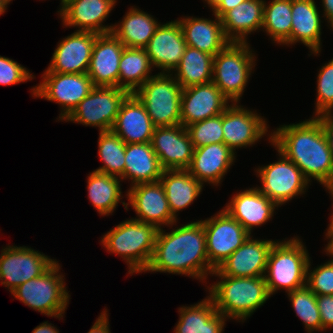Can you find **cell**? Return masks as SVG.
I'll return each mask as SVG.
<instances>
[{"instance_id": "1", "label": "cell", "mask_w": 333, "mask_h": 333, "mask_svg": "<svg viewBox=\"0 0 333 333\" xmlns=\"http://www.w3.org/2000/svg\"><path fill=\"white\" fill-rule=\"evenodd\" d=\"M215 269L209 264L202 221L184 224L171 232L158 229L154 252L146 271L187 275L205 281Z\"/></svg>"}, {"instance_id": "2", "label": "cell", "mask_w": 333, "mask_h": 333, "mask_svg": "<svg viewBox=\"0 0 333 333\" xmlns=\"http://www.w3.org/2000/svg\"><path fill=\"white\" fill-rule=\"evenodd\" d=\"M269 142L296 164L305 178L317 180L325 188L333 186V161L326 135L313 116L297 124L281 125Z\"/></svg>"}, {"instance_id": "3", "label": "cell", "mask_w": 333, "mask_h": 333, "mask_svg": "<svg viewBox=\"0 0 333 333\" xmlns=\"http://www.w3.org/2000/svg\"><path fill=\"white\" fill-rule=\"evenodd\" d=\"M218 277L220 281L208 287L209 297L226 319L244 322L271 297L264 276Z\"/></svg>"}, {"instance_id": "4", "label": "cell", "mask_w": 333, "mask_h": 333, "mask_svg": "<svg viewBox=\"0 0 333 333\" xmlns=\"http://www.w3.org/2000/svg\"><path fill=\"white\" fill-rule=\"evenodd\" d=\"M158 229L134 219L122 221L101 238L109 253L118 254L126 261L129 273H142L147 269L155 246Z\"/></svg>"}, {"instance_id": "5", "label": "cell", "mask_w": 333, "mask_h": 333, "mask_svg": "<svg viewBox=\"0 0 333 333\" xmlns=\"http://www.w3.org/2000/svg\"><path fill=\"white\" fill-rule=\"evenodd\" d=\"M309 260L299 237L276 241L270 249L264 275L270 296L282 288L288 293L305 286Z\"/></svg>"}, {"instance_id": "6", "label": "cell", "mask_w": 333, "mask_h": 333, "mask_svg": "<svg viewBox=\"0 0 333 333\" xmlns=\"http://www.w3.org/2000/svg\"><path fill=\"white\" fill-rule=\"evenodd\" d=\"M254 56L248 42H230L213 58L212 82L232 103H238L242 98L255 67Z\"/></svg>"}, {"instance_id": "7", "label": "cell", "mask_w": 333, "mask_h": 333, "mask_svg": "<svg viewBox=\"0 0 333 333\" xmlns=\"http://www.w3.org/2000/svg\"><path fill=\"white\" fill-rule=\"evenodd\" d=\"M59 270L60 265L56 261L42 275L14 289L12 295L35 311L48 317L63 319L70 295L64 284V276Z\"/></svg>"}, {"instance_id": "8", "label": "cell", "mask_w": 333, "mask_h": 333, "mask_svg": "<svg viewBox=\"0 0 333 333\" xmlns=\"http://www.w3.org/2000/svg\"><path fill=\"white\" fill-rule=\"evenodd\" d=\"M155 127L181 124L182 87L171 73H158L133 93Z\"/></svg>"}, {"instance_id": "9", "label": "cell", "mask_w": 333, "mask_h": 333, "mask_svg": "<svg viewBox=\"0 0 333 333\" xmlns=\"http://www.w3.org/2000/svg\"><path fill=\"white\" fill-rule=\"evenodd\" d=\"M129 94L119 87L95 86L64 121L99 127L100 132L110 131L122 102Z\"/></svg>"}, {"instance_id": "10", "label": "cell", "mask_w": 333, "mask_h": 333, "mask_svg": "<svg viewBox=\"0 0 333 333\" xmlns=\"http://www.w3.org/2000/svg\"><path fill=\"white\" fill-rule=\"evenodd\" d=\"M42 78L31 93L33 97L60 104L59 120L62 121L95 87L87 73H52L46 70Z\"/></svg>"}, {"instance_id": "11", "label": "cell", "mask_w": 333, "mask_h": 333, "mask_svg": "<svg viewBox=\"0 0 333 333\" xmlns=\"http://www.w3.org/2000/svg\"><path fill=\"white\" fill-rule=\"evenodd\" d=\"M280 159L255 171L262 183L259 191L278 206L304 194L309 181L299 167L276 149Z\"/></svg>"}, {"instance_id": "12", "label": "cell", "mask_w": 333, "mask_h": 333, "mask_svg": "<svg viewBox=\"0 0 333 333\" xmlns=\"http://www.w3.org/2000/svg\"><path fill=\"white\" fill-rule=\"evenodd\" d=\"M55 262L28 246H6L0 254V283L11 293L22 283L42 275Z\"/></svg>"}, {"instance_id": "13", "label": "cell", "mask_w": 333, "mask_h": 333, "mask_svg": "<svg viewBox=\"0 0 333 333\" xmlns=\"http://www.w3.org/2000/svg\"><path fill=\"white\" fill-rule=\"evenodd\" d=\"M206 235L209 264L216 269L250 234L224 208L216 215L201 220Z\"/></svg>"}, {"instance_id": "14", "label": "cell", "mask_w": 333, "mask_h": 333, "mask_svg": "<svg viewBox=\"0 0 333 333\" xmlns=\"http://www.w3.org/2000/svg\"><path fill=\"white\" fill-rule=\"evenodd\" d=\"M126 197L128 203L122 202L124 208L128 210V204L133 207L137 214L136 221L153 224L157 229L162 225L172 227L177 220L173 217L165 190L159 181L139 183L127 190Z\"/></svg>"}, {"instance_id": "15", "label": "cell", "mask_w": 333, "mask_h": 333, "mask_svg": "<svg viewBox=\"0 0 333 333\" xmlns=\"http://www.w3.org/2000/svg\"><path fill=\"white\" fill-rule=\"evenodd\" d=\"M232 103L222 113L223 140L233 152L254 145L268 132L263 117L243 106Z\"/></svg>"}, {"instance_id": "16", "label": "cell", "mask_w": 333, "mask_h": 333, "mask_svg": "<svg viewBox=\"0 0 333 333\" xmlns=\"http://www.w3.org/2000/svg\"><path fill=\"white\" fill-rule=\"evenodd\" d=\"M150 143L164 170L190 167L195 148L182 124L155 127Z\"/></svg>"}, {"instance_id": "17", "label": "cell", "mask_w": 333, "mask_h": 333, "mask_svg": "<svg viewBox=\"0 0 333 333\" xmlns=\"http://www.w3.org/2000/svg\"><path fill=\"white\" fill-rule=\"evenodd\" d=\"M276 241L257 240L250 235L213 272L212 276L259 277L264 276L268 255Z\"/></svg>"}, {"instance_id": "18", "label": "cell", "mask_w": 333, "mask_h": 333, "mask_svg": "<svg viewBox=\"0 0 333 333\" xmlns=\"http://www.w3.org/2000/svg\"><path fill=\"white\" fill-rule=\"evenodd\" d=\"M228 100L211 81L182 89L181 124L188 125L223 113L230 105Z\"/></svg>"}, {"instance_id": "19", "label": "cell", "mask_w": 333, "mask_h": 333, "mask_svg": "<svg viewBox=\"0 0 333 333\" xmlns=\"http://www.w3.org/2000/svg\"><path fill=\"white\" fill-rule=\"evenodd\" d=\"M75 31L58 43L47 68L49 72L87 73L99 34L78 29Z\"/></svg>"}, {"instance_id": "20", "label": "cell", "mask_w": 333, "mask_h": 333, "mask_svg": "<svg viewBox=\"0 0 333 333\" xmlns=\"http://www.w3.org/2000/svg\"><path fill=\"white\" fill-rule=\"evenodd\" d=\"M187 47L181 26L177 20L160 24L145 47L153 69L171 73L180 63Z\"/></svg>"}, {"instance_id": "21", "label": "cell", "mask_w": 333, "mask_h": 333, "mask_svg": "<svg viewBox=\"0 0 333 333\" xmlns=\"http://www.w3.org/2000/svg\"><path fill=\"white\" fill-rule=\"evenodd\" d=\"M117 0H68L60 6L59 15L63 25L78 27L79 31L97 34L111 33L113 26H104Z\"/></svg>"}, {"instance_id": "22", "label": "cell", "mask_w": 333, "mask_h": 333, "mask_svg": "<svg viewBox=\"0 0 333 333\" xmlns=\"http://www.w3.org/2000/svg\"><path fill=\"white\" fill-rule=\"evenodd\" d=\"M124 47L112 33L96 37L87 71L94 86L118 87L119 62Z\"/></svg>"}, {"instance_id": "23", "label": "cell", "mask_w": 333, "mask_h": 333, "mask_svg": "<svg viewBox=\"0 0 333 333\" xmlns=\"http://www.w3.org/2000/svg\"><path fill=\"white\" fill-rule=\"evenodd\" d=\"M279 206L261 193L258 187L233 195L224 209L251 235L253 227L270 221Z\"/></svg>"}, {"instance_id": "24", "label": "cell", "mask_w": 333, "mask_h": 333, "mask_svg": "<svg viewBox=\"0 0 333 333\" xmlns=\"http://www.w3.org/2000/svg\"><path fill=\"white\" fill-rule=\"evenodd\" d=\"M224 143H214L194 149L192 162L187 169L202 184L219 186L221 180L234 164L235 154Z\"/></svg>"}, {"instance_id": "25", "label": "cell", "mask_w": 333, "mask_h": 333, "mask_svg": "<svg viewBox=\"0 0 333 333\" xmlns=\"http://www.w3.org/2000/svg\"><path fill=\"white\" fill-rule=\"evenodd\" d=\"M155 126L145 106L133 94H129L122 102L112 131L125 144L151 142Z\"/></svg>"}, {"instance_id": "26", "label": "cell", "mask_w": 333, "mask_h": 333, "mask_svg": "<svg viewBox=\"0 0 333 333\" xmlns=\"http://www.w3.org/2000/svg\"><path fill=\"white\" fill-rule=\"evenodd\" d=\"M215 20L207 18L184 17L178 19L187 46L215 56L230 41L226 38L221 18L213 14Z\"/></svg>"}, {"instance_id": "27", "label": "cell", "mask_w": 333, "mask_h": 333, "mask_svg": "<svg viewBox=\"0 0 333 333\" xmlns=\"http://www.w3.org/2000/svg\"><path fill=\"white\" fill-rule=\"evenodd\" d=\"M292 29L290 45L303 43L310 52L321 51V17L314 0H292Z\"/></svg>"}, {"instance_id": "28", "label": "cell", "mask_w": 333, "mask_h": 333, "mask_svg": "<svg viewBox=\"0 0 333 333\" xmlns=\"http://www.w3.org/2000/svg\"><path fill=\"white\" fill-rule=\"evenodd\" d=\"M264 5L265 0H246L227 11L221 17L226 38L230 42L246 43L251 32L261 30Z\"/></svg>"}, {"instance_id": "29", "label": "cell", "mask_w": 333, "mask_h": 333, "mask_svg": "<svg viewBox=\"0 0 333 333\" xmlns=\"http://www.w3.org/2000/svg\"><path fill=\"white\" fill-rule=\"evenodd\" d=\"M164 169L151 143H130L125 148V169L121 180H131V186L160 180Z\"/></svg>"}, {"instance_id": "30", "label": "cell", "mask_w": 333, "mask_h": 333, "mask_svg": "<svg viewBox=\"0 0 333 333\" xmlns=\"http://www.w3.org/2000/svg\"><path fill=\"white\" fill-rule=\"evenodd\" d=\"M179 320L175 333H222L226 318L217 311L212 299L207 296L195 305L178 309Z\"/></svg>"}, {"instance_id": "31", "label": "cell", "mask_w": 333, "mask_h": 333, "mask_svg": "<svg viewBox=\"0 0 333 333\" xmlns=\"http://www.w3.org/2000/svg\"><path fill=\"white\" fill-rule=\"evenodd\" d=\"M173 217L199 197L203 184L193 177L187 169L164 170L160 177Z\"/></svg>"}, {"instance_id": "32", "label": "cell", "mask_w": 333, "mask_h": 333, "mask_svg": "<svg viewBox=\"0 0 333 333\" xmlns=\"http://www.w3.org/2000/svg\"><path fill=\"white\" fill-rule=\"evenodd\" d=\"M133 7L127 11L119 25H112L111 33L125 47L145 48L160 24L152 15L141 11L136 6Z\"/></svg>"}, {"instance_id": "33", "label": "cell", "mask_w": 333, "mask_h": 333, "mask_svg": "<svg viewBox=\"0 0 333 333\" xmlns=\"http://www.w3.org/2000/svg\"><path fill=\"white\" fill-rule=\"evenodd\" d=\"M213 58L206 52L187 46L172 74L182 89L209 83L213 79Z\"/></svg>"}, {"instance_id": "34", "label": "cell", "mask_w": 333, "mask_h": 333, "mask_svg": "<svg viewBox=\"0 0 333 333\" xmlns=\"http://www.w3.org/2000/svg\"><path fill=\"white\" fill-rule=\"evenodd\" d=\"M152 65L145 48L124 47L119 62L118 87L134 93L153 75Z\"/></svg>"}, {"instance_id": "35", "label": "cell", "mask_w": 333, "mask_h": 333, "mask_svg": "<svg viewBox=\"0 0 333 333\" xmlns=\"http://www.w3.org/2000/svg\"><path fill=\"white\" fill-rule=\"evenodd\" d=\"M120 181L118 176L95 170L87 177L88 198L100 215H110L118 206L123 197Z\"/></svg>"}, {"instance_id": "36", "label": "cell", "mask_w": 333, "mask_h": 333, "mask_svg": "<svg viewBox=\"0 0 333 333\" xmlns=\"http://www.w3.org/2000/svg\"><path fill=\"white\" fill-rule=\"evenodd\" d=\"M268 3L265 1L262 29L276 44L289 46L292 0H272Z\"/></svg>"}, {"instance_id": "37", "label": "cell", "mask_w": 333, "mask_h": 333, "mask_svg": "<svg viewBox=\"0 0 333 333\" xmlns=\"http://www.w3.org/2000/svg\"><path fill=\"white\" fill-rule=\"evenodd\" d=\"M98 155L103 166L95 171L120 177L125 169V142L112 130L99 132Z\"/></svg>"}, {"instance_id": "38", "label": "cell", "mask_w": 333, "mask_h": 333, "mask_svg": "<svg viewBox=\"0 0 333 333\" xmlns=\"http://www.w3.org/2000/svg\"><path fill=\"white\" fill-rule=\"evenodd\" d=\"M296 315L303 322L308 333L322 331L320 312L316 295L305 285L287 293Z\"/></svg>"}, {"instance_id": "39", "label": "cell", "mask_w": 333, "mask_h": 333, "mask_svg": "<svg viewBox=\"0 0 333 333\" xmlns=\"http://www.w3.org/2000/svg\"><path fill=\"white\" fill-rule=\"evenodd\" d=\"M194 148L214 143H224L222 113L186 127Z\"/></svg>"}, {"instance_id": "40", "label": "cell", "mask_w": 333, "mask_h": 333, "mask_svg": "<svg viewBox=\"0 0 333 333\" xmlns=\"http://www.w3.org/2000/svg\"><path fill=\"white\" fill-rule=\"evenodd\" d=\"M317 76V102L314 116L333 109V59L322 66Z\"/></svg>"}, {"instance_id": "41", "label": "cell", "mask_w": 333, "mask_h": 333, "mask_svg": "<svg viewBox=\"0 0 333 333\" xmlns=\"http://www.w3.org/2000/svg\"><path fill=\"white\" fill-rule=\"evenodd\" d=\"M310 263L309 260L306 285L315 295H333V258L313 270Z\"/></svg>"}, {"instance_id": "42", "label": "cell", "mask_w": 333, "mask_h": 333, "mask_svg": "<svg viewBox=\"0 0 333 333\" xmlns=\"http://www.w3.org/2000/svg\"><path fill=\"white\" fill-rule=\"evenodd\" d=\"M33 75L16 61L0 56V85H16L33 79Z\"/></svg>"}, {"instance_id": "43", "label": "cell", "mask_w": 333, "mask_h": 333, "mask_svg": "<svg viewBox=\"0 0 333 333\" xmlns=\"http://www.w3.org/2000/svg\"><path fill=\"white\" fill-rule=\"evenodd\" d=\"M322 331L333 328V295H316Z\"/></svg>"}, {"instance_id": "44", "label": "cell", "mask_w": 333, "mask_h": 333, "mask_svg": "<svg viewBox=\"0 0 333 333\" xmlns=\"http://www.w3.org/2000/svg\"><path fill=\"white\" fill-rule=\"evenodd\" d=\"M332 109L320 113L315 118L320 122L326 135L333 161V115Z\"/></svg>"}, {"instance_id": "45", "label": "cell", "mask_w": 333, "mask_h": 333, "mask_svg": "<svg viewBox=\"0 0 333 333\" xmlns=\"http://www.w3.org/2000/svg\"><path fill=\"white\" fill-rule=\"evenodd\" d=\"M106 310L107 309H105V311L103 310L100 313L96 322L87 333H111L109 330V318Z\"/></svg>"}, {"instance_id": "46", "label": "cell", "mask_w": 333, "mask_h": 333, "mask_svg": "<svg viewBox=\"0 0 333 333\" xmlns=\"http://www.w3.org/2000/svg\"><path fill=\"white\" fill-rule=\"evenodd\" d=\"M246 0H223L221 5L214 11L213 14L221 18L227 11L237 7L239 4Z\"/></svg>"}, {"instance_id": "47", "label": "cell", "mask_w": 333, "mask_h": 333, "mask_svg": "<svg viewBox=\"0 0 333 333\" xmlns=\"http://www.w3.org/2000/svg\"><path fill=\"white\" fill-rule=\"evenodd\" d=\"M324 18L333 29V0H322Z\"/></svg>"}, {"instance_id": "48", "label": "cell", "mask_w": 333, "mask_h": 333, "mask_svg": "<svg viewBox=\"0 0 333 333\" xmlns=\"http://www.w3.org/2000/svg\"><path fill=\"white\" fill-rule=\"evenodd\" d=\"M32 333H59V331L56 327H54V325L52 326L51 323L45 321L44 323H41L39 326L35 327Z\"/></svg>"}, {"instance_id": "49", "label": "cell", "mask_w": 333, "mask_h": 333, "mask_svg": "<svg viewBox=\"0 0 333 333\" xmlns=\"http://www.w3.org/2000/svg\"><path fill=\"white\" fill-rule=\"evenodd\" d=\"M325 236L329 239V242L325 247V252L327 255H331V257H333V230H327Z\"/></svg>"}, {"instance_id": "50", "label": "cell", "mask_w": 333, "mask_h": 333, "mask_svg": "<svg viewBox=\"0 0 333 333\" xmlns=\"http://www.w3.org/2000/svg\"><path fill=\"white\" fill-rule=\"evenodd\" d=\"M205 1L210 7L212 8V11L214 12L223 2V0H203Z\"/></svg>"}, {"instance_id": "51", "label": "cell", "mask_w": 333, "mask_h": 333, "mask_svg": "<svg viewBox=\"0 0 333 333\" xmlns=\"http://www.w3.org/2000/svg\"><path fill=\"white\" fill-rule=\"evenodd\" d=\"M326 190H328L329 191L328 193L333 197V186L326 188ZM326 230H333V214H332L330 223L328 225V229H326Z\"/></svg>"}, {"instance_id": "52", "label": "cell", "mask_w": 333, "mask_h": 333, "mask_svg": "<svg viewBox=\"0 0 333 333\" xmlns=\"http://www.w3.org/2000/svg\"><path fill=\"white\" fill-rule=\"evenodd\" d=\"M7 7V4L3 0H0V15L6 11Z\"/></svg>"}, {"instance_id": "53", "label": "cell", "mask_w": 333, "mask_h": 333, "mask_svg": "<svg viewBox=\"0 0 333 333\" xmlns=\"http://www.w3.org/2000/svg\"><path fill=\"white\" fill-rule=\"evenodd\" d=\"M3 1L8 5L12 0H3Z\"/></svg>"}, {"instance_id": "54", "label": "cell", "mask_w": 333, "mask_h": 333, "mask_svg": "<svg viewBox=\"0 0 333 333\" xmlns=\"http://www.w3.org/2000/svg\"><path fill=\"white\" fill-rule=\"evenodd\" d=\"M68 0H61V6Z\"/></svg>"}]
</instances>
